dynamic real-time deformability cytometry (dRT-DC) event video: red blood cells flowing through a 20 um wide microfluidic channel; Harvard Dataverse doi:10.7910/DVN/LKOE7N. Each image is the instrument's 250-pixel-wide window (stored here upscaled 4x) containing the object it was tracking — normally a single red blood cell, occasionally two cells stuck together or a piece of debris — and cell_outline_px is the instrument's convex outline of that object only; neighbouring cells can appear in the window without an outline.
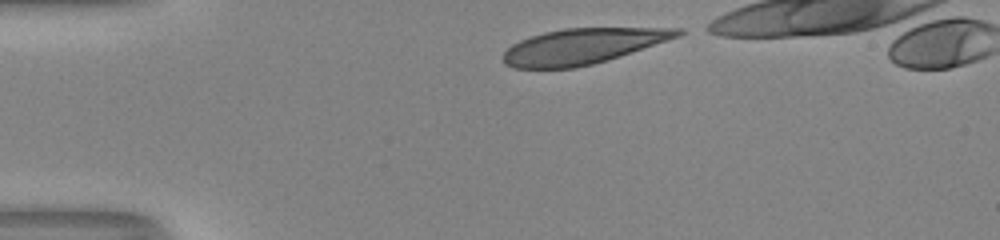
{"species": "human", "species_latin": "Homo sapiens", "temperature_condition": "room temperature", "stored_images_in_passage": 32, "camera_frame_rate_fps": 3000, "um_per_image_px": 0.085, "donor": {"sex": "male"}, "frame": {"image": 1, "passage_image": 1, "time_ms": 0.0, "image_size_px": [1000, 240], "cell_outline_px": [[688, 32], [680, 36], [592, 64], [576, 68], [512, 68], [504, 64], [504, 52], [512, 44], [520, 40], [544, 32], [564, 28], [684, 28]], "centroid_in_image_um": [49.51, 3.92], "position_along_channel_um": 35.5, "area_um2": 35.72}}
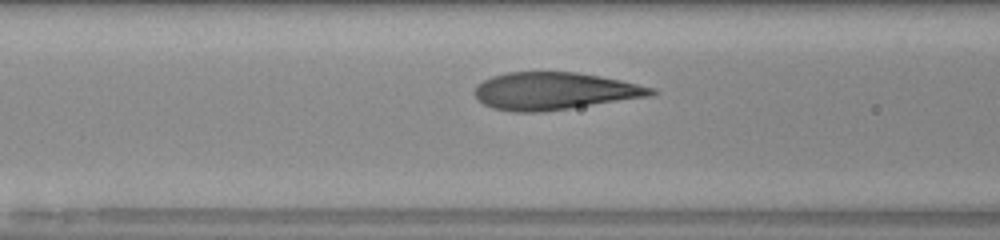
{"frame": {"image": 2, "passage_image": 11, "time_ms": 3.333, "image_size_px": [1000, 240], "cell_outline_px": [[656, 92], [652, 96], [540, 112], [512, 112], [492, 108], [484, 104], [476, 96], [476, 84], [492, 76], [508, 72], [576, 72], [600, 76], [620, 80], [656, 88]], "centroid_in_image_um": [47.13, 7.73], "position_along_channel_um": 119.5, "area_um2": 38.21}}
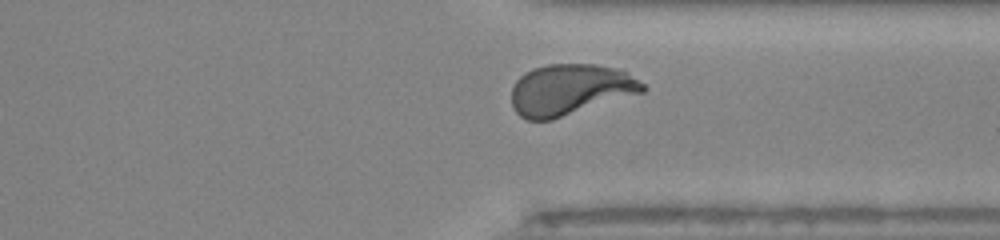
{"frame": {"image": 3, "passage_image": 29, "time_ms": 9.333, "image_size_px": [1000, 240], "cell_outline_px": [[648, 88], [644, 92], [552, 120], [528, 120], [520, 116], [512, 108], [512, 88], [516, 80], [524, 72], [532, 68], [548, 64], [596, 64], [616, 68], [628, 72], [644, 84]], "centroid_in_image_um": [48.46, 7.62], "position_along_channel_um": 362.9, "area_um2": 39.36}, "authors_computed_cell_mechanics": {"area_um2": 38.4659, "velocity_mm_per_s": 4.0616, "shape_relaxation_time_tau1_ms": 4.2812, "shape_relaxation_time_tau2_ms": null, "deformation_change_tau1": 0.2213, "deformation_change_tau2": null}}